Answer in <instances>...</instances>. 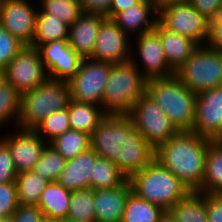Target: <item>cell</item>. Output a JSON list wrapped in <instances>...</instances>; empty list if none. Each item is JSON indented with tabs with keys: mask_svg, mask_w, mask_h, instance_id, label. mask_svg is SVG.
<instances>
[{
	"mask_svg": "<svg viewBox=\"0 0 222 222\" xmlns=\"http://www.w3.org/2000/svg\"><path fill=\"white\" fill-rule=\"evenodd\" d=\"M49 144L68 161L91 148V135L70 129Z\"/></svg>",
	"mask_w": 222,
	"mask_h": 222,
	"instance_id": "obj_30",
	"label": "cell"
},
{
	"mask_svg": "<svg viewBox=\"0 0 222 222\" xmlns=\"http://www.w3.org/2000/svg\"><path fill=\"white\" fill-rule=\"evenodd\" d=\"M34 1L4 0L2 4L0 25L24 45H31L35 34L39 6Z\"/></svg>",
	"mask_w": 222,
	"mask_h": 222,
	"instance_id": "obj_15",
	"label": "cell"
},
{
	"mask_svg": "<svg viewBox=\"0 0 222 222\" xmlns=\"http://www.w3.org/2000/svg\"><path fill=\"white\" fill-rule=\"evenodd\" d=\"M70 101L68 81L48 78L39 87L21 95L20 115L16 127L34 129L51 113L66 109Z\"/></svg>",
	"mask_w": 222,
	"mask_h": 222,
	"instance_id": "obj_6",
	"label": "cell"
},
{
	"mask_svg": "<svg viewBox=\"0 0 222 222\" xmlns=\"http://www.w3.org/2000/svg\"><path fill=\"white\" fill-rule=\"evenodd\" d=\"M20 102L21 95L10 84L6 83L0 88V131L4 126L9 129L16 127Z\"/></svg>",
	"mask_w": 222,
	"mask_h": 222,
	"instance_id": "obj_32",
	"label": "cell"
},
{
	"mask_svg": "<svg viewBox=\"0 0 222 222\" xmlns=\"http://www.w3.org/2000/svg\"><path fill=\"white\" fill-rule=\"evenodd\" d=\"M6 82L22 95L48 79L39 48L25 45L5 68Z\"/></svg>",
	"mask_w": 222,
	"mask_h": 222,
	"instance_id": "obj_10",
	"label": "cell"
},
{
	"mask_svg": "<svg viewBox=\"0 0 222 222\" xmlns=\"http://www.w3.org/2000/svg\"><path fill=\"white\" fill-rule=\"evenodd\" d=\"M11 217L12 222H41L44 215L38 206L19 205Z\"/></svg>",
	"mask_w": 222,
	"mask_h": 222,
	"instance_id": "obj_42",
	"label": "cell"
},
{
	"mask_svg": "<svg viewBox=\"0 0 222 222\" xmlns=\"http://www.w3.org/2000/svg\"><path fill=\"white\" fill-rule=\"evenodd\" d=\"M175 75L195 94L222 86V52L199 45Z\"/></svg>",
	"mask_w": 222,
	"mask_h": 222,
	"instance_id": "obj_7",
	"label": "cell"
},
{
	"mask_svg": "<svg viewBox=\"0 0 222 222\" xmlns=\"http://www.w3.org/2000/svg\"><path fill=\"white\" fill-rule=\"evenodd\" d=\"M208 222H222V198L218 194L205 193Z\"/></svg>",
	"mask_w": 222,
	"mask_h": 222,
	"instance_id": "obj_43",
	"label": "cell"
},
{
	"mask_svg": "<svg viewBox=\"0 0 222 222\" xmlns=\"http://www.w3.org/2000/svg\"><path fill=\"white\" fill-rule=\"evenodd\" d=\"M80 3L83 12L99 14L108 18L112 0H80Z\"/></svg>",
	"mask_w": 222,
	"mask_h": 222,
	"instance_id": "obj_44",
	"label": "cell"
},
{
	"mask_svg": "<svg viewBox=\"0 0 222 222\" xmlns=\"http://www.w3.org/2000/svg\"><path fill=\"white\" fill-rule=\"evenodd\" d=\"M127 180L128 178L115 163L107 158L98 157L92 172L90 189L100 190L116 188Z\"/></svg>",
	"mask_w": 222,
	"mask_h": 222,
	"instance_id": "obj_26",
	"label": "cell"
},
{
	"mask_svg": "<svg viewBox=\"0 0 222 222\" xmlns=\"http://www.w3.org/2000/svg\"><path fill=\"white\" fill-rule=\"evenodd\" d=\"M128 116L154 150L178 132L147 91L136 101Z\"/></svg>",
	"mask_w": 222,
	"mask_h": 222,
	"instance_id": "obj_8",
	"label": "cell"
},
{
	"mask_svg": "<svg viewBox=\"0 0 222 222\" xmlns=\"http://www.w3.org/2000/svg\"><path fill=\"white\" fill-rule=\"evenodd\" d=\"M113 20L132 39L154 30L158 22V12L154 0H140L118 13Z\"/></svg>",
	"mask_w": 222,
	"mask_h": 222,
	"instance_id": "obj_18",
	"label": "cell"
},
{
	"mask_svg": "<svg viewBox=\"0 0 222 222\" xmlns=\"http://www.w3.org/2000/svg\"><path fill=\"white\" fill-rule=\"evenodd\" d=\"M189 2L190 0H154L157 12L171 5L189 3Z\"/></svg>",
	"mask_w": 222,
	"mask_h": 222,
	"instance_id": "obj_46",
	"label": "cell"
},
{
	"mask_svg": "<svg viewBox=\"0 0 222 222\" xmlns=\"http://www.w3.org/2000/svg\"><path fill=\"white\" fill-rule=\"evenodd\" d=\"M205 44L222 52V13L209 20L208 38Z\"/></svg>",
	"mask_w": 222,
	"mask_h": 222,
	"instance_id": "obj_41",
	"label": "cell"
},
{
	"mask_svg": "<svg viewBox=\"0 0 222 222\" xmlns=\"http://www.w3.org/2000/svg\"><path fill=\"white\" fill-rule=\"evenodd\" d=\"M6 131L1 132L0 139L8 147L17 173L32 171L48 143L33 129L14 127Z\"/></svg>",
	"mask_w": 222,
	"mask_h": 222,
	"instance_id": "obj_13",
	"label": "cell"
},
{
	"mask_svg": "<svg viewBox=\"0 0 222 222\" xmlns=\"http://www.w3.org/2000/svg\"><path fill=\"white\" fill-rule=\"evenodd\" d=\"M98 157L96 152L90 148L68 160L57 182L70 191L89 189L95 161Z\"/></svg>",
	"mask_w": 222,
	"mask_h": 222,
	"instance_id": "obj_21",
	"label": "cell"
},
{
	"mask_svg": "<svg viewBox=\"0 0 222 222\" xmlns=\"http://www.w3.org/2000/svg\"><path fill=\"white\" fill-rule=\"evenodd\" d=\"M68 110L63 109L51 113L44 120L39 123L33 130L43 138L48 144L63 134L65 131L70 130Z\"/></svg>",
	"mask_w": 222,
	"mask_h": 222,
	"instance_id": "obj_36",
	"label": "cell"
},
{
	"mask_svg": "<svg viewBox=\"0 0 222 222\" xmlns=\"http://www.w3.org/2000/svg\"><path fill=\"white\" fill-rule=\"evenodd\" d=\"M131 191L129 180L116 188L94 190L95 222H121Z\"/></svg>",
	"mask_w": 222,
	"mask_h": 222,
	"instance_id": "obj_19",
	"label": "cell"
},
{
	"mask_svg": "<svg viewBox=\"0 0 222 222\" xmlns=\"http://www.w3.org/2000/svg\"><path fill=\"white\" fill-rule=\"evenodd\" d=\"M165 210L130 192L121 222H158Z\"/></svg>",
	"mask_w": 222,
	"mask_h": 222,
	"instance_id": "obj_28",
	"label": "cell"
},
{
	"mask_svg": "<svg viewBox=\"0 0 222 222\" xmlns=\"http://www.w3.org/2000/svg\"><path fill=\"white\" fill-rule=\"evenodd\" d=\"M25 45L0 25V68H6Z\"/></svg>",
	"mask_w": 222,
	"mask_h": 222,
	"instance_id": "obj_37",
	"label": "cell"
},
{
	"mask_svg": "<svg viewBox=\"0 0 222 222\" xmlns=\"http://www.w3.org/2000/svg\"><path fill=\"white\" fill-rule=\"evenodd\" d=\"M0 222H12V217H0Z\"/></svg>",
	"mask_w": 222,
	"mask_h": 222,
	"instance_id": "obj_51",
	"label": "cell"
},
{
	"mask_svg": "<svg viewBox=\"0 0 222 222\" xmlns=\"http://www.w3.org/2000/svg\"><path fill=\"white\" fill-rule=\"evenodd\" d=\"M210 144V139L194 132L179 131L155 150L154 159L179 178L191 192L202 193L205 157Z\"/></svg>",
	"mask_w": 222,
	"mask_h": 222,
	"instance_id": "obj_2",
	"label": "cell"
},
{
	"mask_svg": "<svg viewBox=\"0 0 222 222\" xmlns=\"http://www.w3.org/2000/svg\"><path fill=\"white\" fill-rule=\"evenodd\" d=\"M147 79L131 61L113 64L103 94L102 108L107 115H128L146 92Z\"/></svg>",
	"mask_w": 222,
	"mask_h": 222,
	"instance_id": "obj_5",
	"label": "cell"
},
{
	"mask_svg": "<svg viewBox=\"0 0 222 222\" xmlns=\"http://www.w3.org/2000/svg\"><path fill=\"white\" fill-rule=\"evenodd\" d=\"M49 181L33 171L21 172L16 177L18 202L21 206H37Z\"/></svg>",
	"mask_w": 222,
	"mask_h": 222,
	"instance_id": "obj_29",
	"label": "cell"
},
{
	"mask_svg": "<svg viewBox=\"0 0 222 222\" xmlns=\"http://www.w3.org/2000/svg\"><path fill=\"white\" fill-rule=\"evenodd\" d=\"M176 222H208L205 193L191 192L170 209Z\"/></svg>",
	"mask_w": 222,
	"mask_h": 222,
	"instance_id": "obj_27",
	"label": "cell"
},
{
	"mask_svg": "<svg viewBox=\"0 0 222 222\" xmlns=\"http://www.w3.org/2000/svg\"><path fill=\"white\" fill-rule=\"evenodd\" d=\"M189 3L208 20L222 13V0H190Z\"/></svg>",
	"mask_w": 222,
	"mask_h": 222,
	"instance_id": "obj_40",
	"label": "cell"
},
{
	"mask_svg": "<svg viewBox=\"0 0 222 222\" xmlns=\"http://www.w3.org/2000/svg\"><path fill=\"white\" fill-rule=\"evenodd\" d=\"M218 195L222 198V191H220V192L218 193Z\"/></svg>",
	"mask_w": 222,
	"mask_h": 222,
	"instance_id": "obj_54",
	"label": "cell"
},
{
	"mask_svg": "<svg viewBox=\"0 0 222 222\" xmlns=\"http://www.w3.org/2000/svg\"><path fill=\"white\" fill-rule=\"evenodd\" d=\"M39 9L71 26L83 13L80 0H39Z\"/></svg>",
	"mask_w": 222,
	"mask_h": 222,
	"instance_id": "obj_33",
	"label": "cell"
},
{
	"mask_svg": "<svg viewBox=\"0 0 222 222\" xmlns=\"http://www.w3.org/2000/svg\"><path fill=\"white\" fill-rule=\"evenodd\" d=\"M222 191V150L210 144L204 167L202 193L218 194Z\"/></svg>",
	"mask_w": 222,
	"mask_h": 222,
	"instance_id": "obj_31",
	"label": "cell"
},
{
	"mask_svg": "<svg viewBox=\"0 0 222 222\" xmlns=\"http://www.w3.org/2000/svg\"><path fill=\"white\" fill-rule=\"evenodd\" d=\"M154 31L159 35L167 62L174 71L178 70L199 46L193 39L165 29L159 22Z\"/></svg>",
	"mask_w": 222,
	"mask_h": 222,
	"instance_id": "obj_22",
	"label": "cell"
},
{
	"mask_svg": "<svg viewBox=\"0 0 222 222\" xmlns=\"http://www.w3.org/2000/svg\"><path fill=\"white\" fill-rule=\"evenodd\" d=\"M71 193L72 191L57 181L49 182L43 190L37 206L45 217L65 220L69 212Z\"/></svg>",
	"mask_w": 222,
	"mask_h": 222,
	"instance_id": "obj_23",
	"label": "cell"
},
{
	"mask_svg": "<svg viewBox=\"0 0 222 222\" xmlns=\"http://www.w3.org/2000/svg\"><path fill=\"white\" fill-rule=\"evenodd\" d=\"M3 1H4V0H0V13H1V10H2Z\"/></svg>",
	"mask_w": 222,
	"mask_h": 222,
	"instance_id": "obj_53",
	"label": "cell"
},
{
	"mask_svg": "<svg viewBox=\"0 0 222 222\" xmlns=\"http://www.w3.org/2000/svg\"><path fill=\"white\" fill-rule=\"evenodd\" d=\"M62 222H84V221H79V220H74L71 218H66L65 220H62Z\"/></svg>",
	"mask_w": 222,
	"mask_h": 222,
	"instance_id": "obj_52",
	"label": "cell"
},
{
	"mask_svg": "<svg viewBox=\"0 0 222 222\" xmlns=\"http://www.w3.org/2000/svg\"><path fill=\"white\" fill-rule=\"evenodd\" d=\"M210 141L213 146L222 150V126Z\"/></svg>",
	"mask_w": 222,
	"mask_h": 222,
	"instance_id": "obj_47",
	"label": "cell"
},
{
	"mask_svg": "<svg viewBox=\"0 0 222 222\" xmlns=\"http://www.w3.org/2000/svg\"><path fill=\"white\" fill-rule=\"evenodd\" d=\"M139 1L140 0H112L108 18L113 19L118 13L130 8Z\"/></svg>",
	"mask_w": 222,
	"mask_h": 222,
	"instance_id": "obj_45",
	"label": "cell"
},
{
	"mask_svg": "<svg viewBox=\"0 0 222 222\" xmlns=\"http://www.w3.org/2000/svg\"><path fill=\"white\" fill-rule=\"evenodd\" d=\"M16 171L13 158L7 145L0 139V183L16 181Z\"/></svg>",
	"mask_w": 222,
	"mask_h": 222,
	"instance_id": "obj_39",
	"label": "cell"
},
{
	"mask_svg": "<svg viewBox=\"0 0 222 222\" xmlns=\"http://www.w3.org/2000/svg\"><path fill=\"white\" fill-rule=\"evenodd\" d=\"M67 218L84 222H95L94 190L72 191Z\"/></svg>",
	"mask_w": 222,
	"mask_h": 222,
	"instance_id": "obj_35",
	"label": "cell"
},
{
	"mask_svg": "<svg viewBox=\"0 0 222 222\" xmlns=\"http://www.w3.org/2000/svg\"><path fill=\"white\" fill-rule=\"evenodd\" d=\"M131 52V62L147 80L175 74L167 62L159 35L154 30L134 37Z\"/></svg>",
	"mask_w": 222,
	"mask_h": 222,
	"instance_id": "obj_11",
	"label": "cell"
},
{
	"mask_svg": "<svg viewBox=\"0 0 222 222\" xmlns=\"http://www.w3.org/2000/svg\"><path fill=\"white\" fill-rule=\"evenodd\" d=\"M222 126V86L197 94L193 132L211 138Z\"/></svg>",
	"mask_w": 222,
	"mask_h": 222,
	"instance_id": "obj_17",
	"label": "cell"
},
{
	"mask_svg": "<svg viewBox=\"0 0 222 222\" xmlns=\"http://www.w3.org/2000/svg\"><path fill=\"white\" fill-rule=\"evenodd\" d=\"M91 148L115 163L127 178L145 168L155 154L128 115H106L91 135Z\"/></svg>",
	"mask_w": 222,
	"mask_h": 222,
	"instance_id": "obj_1",
	"label": "cell"
},
{
	"mask_svg": "<svg viewBox=\"0 0 222 222\" xmlns=\"http://www.w3.org/2000/svg\"><path fill=\"white\" fill-rule=\"evenodd\" d=\"M41 222H62V220L54 219V218H49V217H43Z\"/></svg>",
	"mask_w": 222,
	"mask_h": 222,
	"instance_id": "obj_50",
	"label": "cell"
},
{
	"mask_svg": "<svg viewBox=\"0 0 222 222\" xmlns=\"http://www.w3.org/2000/svg\"><path fill=\"white\" fill-rule=\"evenodd\" d=\"M69 25L53 15L43 13L38 9L33 42L31 46L41 45L56 40H68Z\"/></svg>",
	"mask_w": 222,
	"mask_h": 222,
	"instance_id": "obj_25",
	"label": "cell"
},
{
	"mask_svg": "<svg viewBox=\"0 0 222 222\" xmlns=\"http://www.w3.org/2000/svg\"><path fill=\"white\" fill-rule=\"evenodd\" d=\"M66 162L67 160L48 144L32 171L49 182L57 181L66 166Z\"/></svg>",
	"mask_w": 222,
	"mask_h": 222,
	"instance_id": "obj_34",
	"label": "cell"
},
{
	"mask_svg": "<svg viewBox=\"0 0 222 222\" xmlns=\"http://www.w3.org/2000/svg\"><path fill=\"white\" fill-rule=\"evenodd\" d=\"M105 16L83 12L69 26L68 43L82 58H89L94 51L101 21Z\"/></svg>",
	"mask_w": 222,
	"mask_h": 222,
	"instance_id": "obj_20",
	"label": "cell"
},
{
	"mask_svg": "<svg viewBox=\"0 0 222 222\" xmlns=\"http://www.w3.org/2000/svg\"><path fill=\"white\" fill-rule=\"evenodd\" d=\"M146 91L178 132H193L197 94L188 89L175 74L148 79Z\"/></svg>",
	"mask_w": 222,
	"mask_h": 222,
	"instance_id": "obj_4",
	"label": "cell"
},
{
	"mask_svg": "<svg viewBox=\"0 0 222 222\" xmlns=\"http://www.w3.org/2000/svg\"><path fill=\"white\" fill-rule=\"evenodd\" d=\"M158 22L167 30L204 45L208 38L209 20L199 14L190 3L168 6L158 12Z\"/></svg>",
	"mask_w": 222,
	"mask_h": 222,
	"instance_id": "obj_12",
	"label": "cell"
},
{
	"mask_svg": "<svg viewBox=\"0 0 222 222\" xmlns=\"http://www.w3.org/2000/svg\"><path fill=\"white\" fill-rule=\"evenodd\" d=\"M6 83V70L4 68H0V88Z\"/></svg>",
	"mask_w": 222,
	"mask_h": 222,
	"instance_id": "obj_49",
	"label": "cell"
},
{
	"mask_svg": "<svg viewBox=\"0 0 222 222\" xmlns=\"http://www.w3.org/2000/svg\"><path fill=\"white\" fill-rule=\"evenodd\" d=\"M67 110L71 129L82 131L89 135L93 134L99 123L107 115L99 105L72 99Z\"/></svg>",
	"mask_w": 222,
	"mask_h": 222,
	"instance_id": "obj_24",
	"label": "cell"
},
{
	"mask_svg": "<svg viewBox=\"0 0 222 222\" xmlns=\"http://www.w3.org/2000/svg\"><path fill=\"white\" fill-rule=\"evenodd\" d=\"M18 206L16 181L0 183V217L12 216Z\"/></svg>",
	"mask_w": 222,
	"mask_h": 222,
	"instance_id": "obj_38",
	"label": "cell"
},
{
	"mask_svg": "<svg viewBox=\"0 0 222 222\" xmlns=\"http://www.w3.org/2000/svg\"><path fill=\"white\" fill-rule=\"evenodd\" d=\"M113 64L83 58L78 71L68 81L71 99L79 102L103 105V94Z\"/></svg>",
	"mask_w": 222,
	"mask_h": 222,
	"instance_id": "obj_9",
	"label": "cell"
},
{
	"mask_svg": "<svg viewBox=\"0 0 222 222\" xmlns=\"http://www.w3.org/2000/svg\"><path fill=\"white\" fill-rule=\"evenodd\" d=\"M128 180L133 193L164 210H170L191 193L179 178L156 159L132 174Z\"/></svg>",
	"mask_w": 222,
	"mask_h": 222,
	"instance_id": "obj_3",
	"label": "cell"
},
{
	"mask_svg": "<svg viewBox=\"0 0 222 222\" xmlns=\"http://www.w3.org/2000/svg\"><path fill=\"white\" fill-rule=\"evenodd\" d=\"M48 78L69 81L78 71L82 57L70 47L68 40H56L39 47Z\"/></svg>",
	"mask_w": 222,
	"mask_h": 222,
	"instance_id": "obj_16",
	"label": "cell"
},
{
	"mask_svg": "<svg viewBox=\"0 0 222 222\" xmlns=\"http://www.w3.org/2000/svg\"><path fill=\"white\" fill-rule=\"evenodd\" d=\"M158 222H176V219L170 210H165Z\"/></svg>",
	"mask_w": 222,
	"mask_h": 222,
	"instance_id": "obj_48",
	"label": "cell"
},
{
	"mask_svg": "<svg viewBox=\"0 0 222 222\" xmlns=\"http://www.w3.org/2000/svg\"><path fill=\"white\" fill-rule=\"evenodd\" d=\"M132 39L126 35L116 22L105 17L98 31L91 59L120 64L131 61Z\"/></svg>",
	"mask_w": 222,
	"mask_h": 222,
	"instance_id": "obj_14",
	"label": "cell"
}]
</instances>
